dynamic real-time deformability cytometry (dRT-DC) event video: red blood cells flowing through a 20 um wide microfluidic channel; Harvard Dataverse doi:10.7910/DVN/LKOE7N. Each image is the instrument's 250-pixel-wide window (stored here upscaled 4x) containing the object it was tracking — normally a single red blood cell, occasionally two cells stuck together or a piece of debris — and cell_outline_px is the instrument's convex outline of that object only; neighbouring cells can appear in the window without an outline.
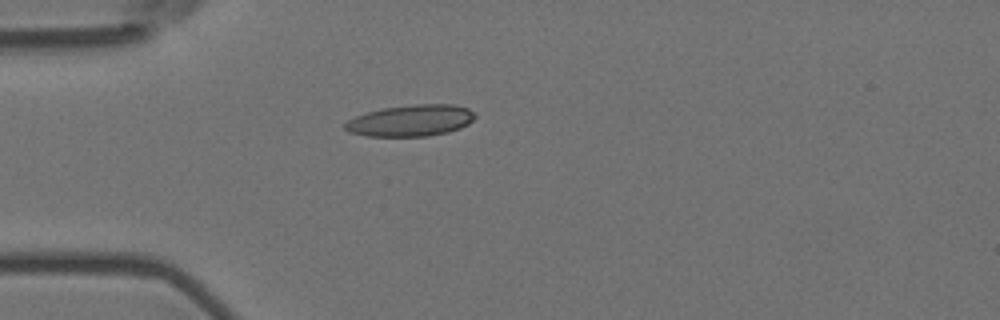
{"species": "Egyptian fruit bat (a non-hibernating species)", "species_latin": "Rousettus aegyptiacus", "temperature_condition": "room temperature", "stored_images_in_passage": 4, "camera_frame_rate_fps": 3000, "um_per_image_px": 0.085, "animal": {"sex": "female"}, "frame": {"image": 1, "passage_image": 4, "time_ms": 1.0, "image_size_px": [1000, 320], "cell_outline_px": [[476, 116], [468, 124], [460, 128], [448, 132], [428, 136], [368, 136], [348, 132], [344, 128], [344, 124], [348, 120], [356, 116], [380, 108], [412, 104], [452, 104], [468, 108], [476, 112]], "centroid_in_image_um": [34.93, 10.24], "position_along_channel_um": 50.1, "area_um2": 23.99}}